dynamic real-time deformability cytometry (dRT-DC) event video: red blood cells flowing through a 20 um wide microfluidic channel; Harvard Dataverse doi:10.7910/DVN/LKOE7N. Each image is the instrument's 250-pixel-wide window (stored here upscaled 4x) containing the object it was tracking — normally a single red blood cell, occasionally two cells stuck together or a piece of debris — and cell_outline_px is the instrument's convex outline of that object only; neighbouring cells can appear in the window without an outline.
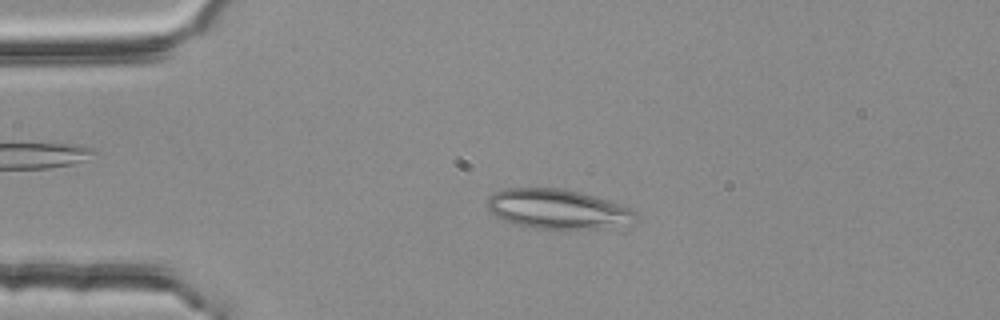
{"species": "common noctule bat (a hibernating species)", "species_latin": "Nyctalus noctula", "temperature_condition": "room temperature", "stored_images_in_passage": 52, "camera_frame_rate_fps": 3000, "um_per_image_px": 0.085, "animal": {"sex": "female", "body_mass_g": 25.1}, "frame": {"image": 1, "passage_image": 12, "time_ms": 3.667, "image_size_px": [1000, 320], "cell_outline_px": [[640, 216], [632, 224], [592, 228], [536, 228], [504, 220], [496, 216], [488, 208], [488, 196], [496, 192], [508, 188], [564, 188], [580, 192], [628, 208], [636, 212]], "centroid_in_image_um": [47.4, 17.76], "position_along_channel_um": 37.6, "area_um2": 33.52}}
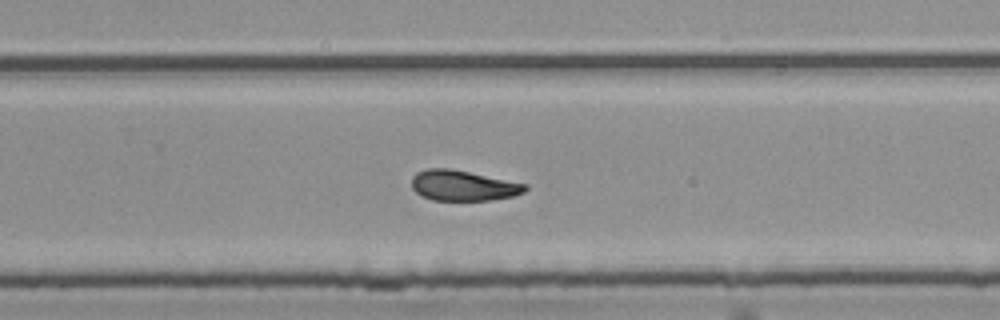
{"frame": {"image": 2, "passage_image": 35, "time_ms": 11.333, "image_size_px": [1000, 320], "cell_outline_px": [[528, 188], [524, 192], [512, 196], [492, 200], [432, 200], [416, 192], [412, 188], [412, 176], [416, 172], [428, 168], [448, 168], [528, 184]], "centroid_in_image_um": [39.36, 15.77], "position_along_channel_um": 290.4, "area_um2": 20.0}}
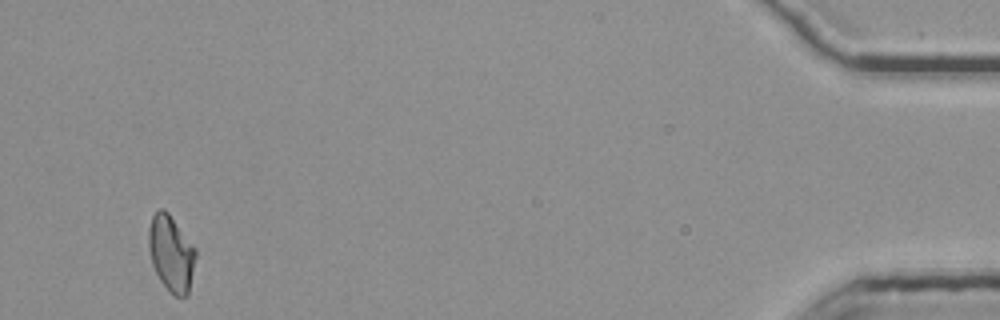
{"frame": {"image": 3, "passage_image": 52, "time_ms": 17.0, "image_size_px": [1000, 320], "cell_outline_px": [[196, 256], [188, 296], [176, 296], [168, 292], [160, 280], [152, 264], [148, 248], [148, 228], [152, 216], [160, 208], [164, 208], [168, 212], [196, 248]], "centroid_in_image_um": [14.54, 21.54], "position_along_channel_um": 420.7, "area_um2": 20.98}, "authors_computed_cell_mechanics": {"area_um2": 21.0392, "velocity_mm_per_s": 3.7537, "shape_relaxation_time_tau1_ms": null, "shape_relaxation_time_tau2_ms": 3.5571, "deformation_change_tau1": null, "deformation_change_tau2": 0.102}}